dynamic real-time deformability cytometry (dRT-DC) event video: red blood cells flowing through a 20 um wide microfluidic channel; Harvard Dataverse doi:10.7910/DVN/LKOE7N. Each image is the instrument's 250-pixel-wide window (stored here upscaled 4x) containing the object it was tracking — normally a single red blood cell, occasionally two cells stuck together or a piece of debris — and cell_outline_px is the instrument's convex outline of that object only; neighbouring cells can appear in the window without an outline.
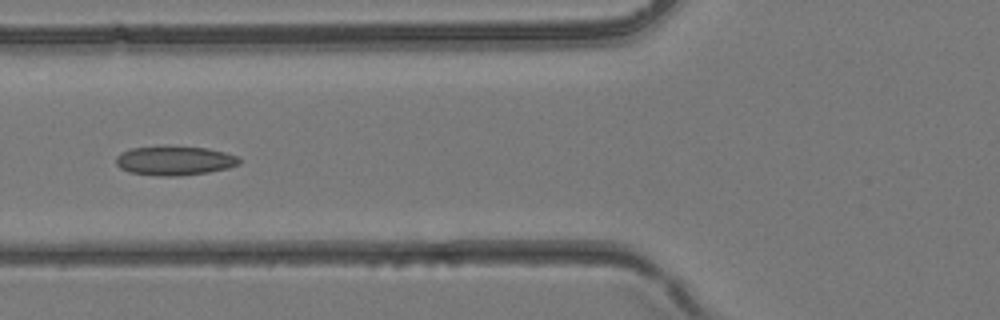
{"species": "common noctule bat (a hibernating species)", "species_latin": "Nyctalus noctula", "temperature_condition": "room temperature", "stored_images_in_passage": 4, "camera_frame_rate_fps": 3000, "um_per_image_px": 0.085, "animal": {"sex": "female", "body_mass_g": 24.6, "forearm_length_mm": 56.2}, "frame": {"image": 1, "passage_image": 4, "time_ms": 1.0, "image_size_px": [1000, 320], "cell_outline_px": [[240, 164], [228, 168], [208, 172], [176, 176], [160, 176], [128, 172], [120, 168], [116, 164], [116, 156], [120, 152], [132, 148], [164, 144], [168, 144], [208, 148], [224, 152], [236, 156], [240, 160]], "centroid_in_image_um": [14.8, 13.62], "position_along_channel_um": 111.0, "area_um2": 21.56}}